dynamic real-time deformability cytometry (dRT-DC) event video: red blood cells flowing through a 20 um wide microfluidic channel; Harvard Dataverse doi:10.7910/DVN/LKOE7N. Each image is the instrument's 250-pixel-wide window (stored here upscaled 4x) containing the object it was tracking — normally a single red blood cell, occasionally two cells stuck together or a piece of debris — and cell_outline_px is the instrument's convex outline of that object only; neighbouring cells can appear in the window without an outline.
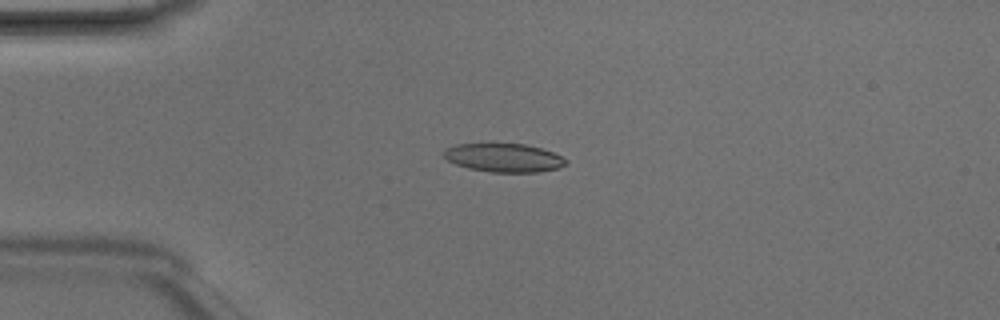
{"species": "Egyptian fruit bat (a non-hibernating species)", "species_latin": "Rousettus aegyptiacus", "temperature_condition": "room temperature", "stored_images_in_passage": 6, "camera_frame_rate_fps": 3000, "um_per_image_px": 0.085, "animal": {"sex": "male"}, "frame": {"image": 1, "passage_image": 4, "time_ms": 1.0, "image_size_px": [1000, 320], "cell_outline_px": [[568, 164], [560, 168], [536, 172], [492, 172], [468, 168], [456, 164], [448, 160], [444, 156], [444, 148], [456, 144], [524, 144], [540, 148], [552, 152], [568, 160]], "centroid_in_image_um": [42.84, 13.41], "position_along_channel_um": 42.2, "area_um2": 20.23}}
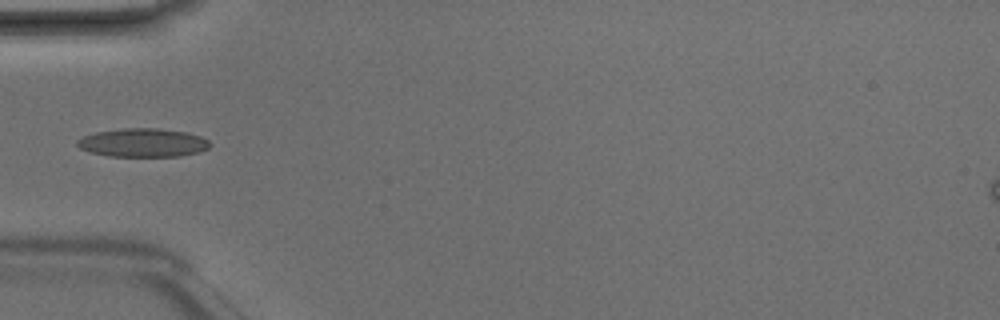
{"frame": {"image": 2, "passage_image": 5, "time_ms": 1.333, "image_size_px": [1000, 320], "cell_outline_px": [[212, 144], [208, 148], [200, 152], [180, 156], [108, 156], [88, 152], [80, 148], [76, 144], [76, 140], [84, 136], [96, 132], [124, 128], [156, 128], [184, 132], [200, 136], [208, 140]], "centroid_in_image_um": [12.14, 12.13], "position_along_channel_um": 72.9, "area_um2": 22.08}}